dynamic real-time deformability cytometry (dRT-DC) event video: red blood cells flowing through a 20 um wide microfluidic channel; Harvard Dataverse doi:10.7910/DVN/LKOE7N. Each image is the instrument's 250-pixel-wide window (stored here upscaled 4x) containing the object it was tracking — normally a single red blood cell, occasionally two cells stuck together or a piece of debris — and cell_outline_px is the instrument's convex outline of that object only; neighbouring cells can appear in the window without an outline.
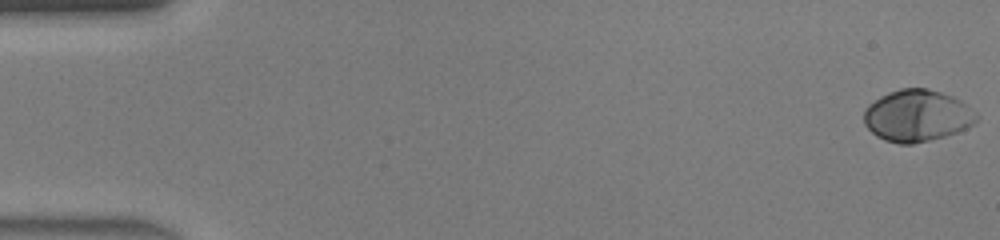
{"species": "human", "species_latin": "Homo sapiens", "temperature_condition": "warm", "stored_images_in_passage": 10, "camera_frame_rate_fps": 3000, "um_per_image_px": 0.085, "donor": {"sex": "male"}, "frame": {"image": 1, "passage_image": 1, "time_ms": 0.0, "image_size_px": [1000, 240], "cell_outline_px": [[980, 116], [972, 124], [956, 132], [944, 136], [912, 144], [900, 144], [884, 140], [876, 136], [864, 124], [864, 108], [868, 104], [880, 96], [888, 92], [900, 88], [928, 88], [952, 96], [960, 100], [976, 112]], "centroid_in_image_um": [77.92, 9.82], "position_along_channel_um": 7.1, "area_um2": 33.93}}